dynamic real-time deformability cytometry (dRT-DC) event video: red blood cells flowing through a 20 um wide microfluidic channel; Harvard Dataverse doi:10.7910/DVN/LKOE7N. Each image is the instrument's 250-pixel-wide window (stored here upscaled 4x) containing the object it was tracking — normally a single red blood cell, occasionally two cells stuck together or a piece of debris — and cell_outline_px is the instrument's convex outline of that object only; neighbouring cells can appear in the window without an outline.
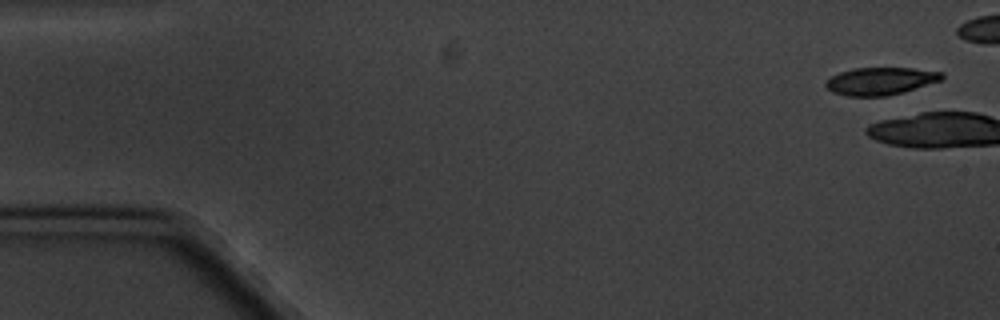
{"species": "common noctule bat (a hibernating species)", "species_latin": "Nyctalus noctula", "temperature_condition": "cold", "stored_images_in_passage": 4, "camera_frame_rate_fps": 3000, "um_per_image_px": 0.085, "animal": {"sex": "male", "body_mass_g": 20.1, "forearm_length_mm": 53.5}, "frame": {"image": 1, "passage_image": 1, "time_ms": 0.0, "image_size_px": [1000, 320], "cell_outline_px": [[944, 76], [940, 80], [904, 92], [888, 96], [848, 96], [832, 92], [824, 84], [832, 76], [840, 72], [852, 68], [912, 68], [944, 72]], "centroid_in_image_um": [74.84, 6.89], "position_along_channel_um": 10.2, "area_um2": 18.55}}